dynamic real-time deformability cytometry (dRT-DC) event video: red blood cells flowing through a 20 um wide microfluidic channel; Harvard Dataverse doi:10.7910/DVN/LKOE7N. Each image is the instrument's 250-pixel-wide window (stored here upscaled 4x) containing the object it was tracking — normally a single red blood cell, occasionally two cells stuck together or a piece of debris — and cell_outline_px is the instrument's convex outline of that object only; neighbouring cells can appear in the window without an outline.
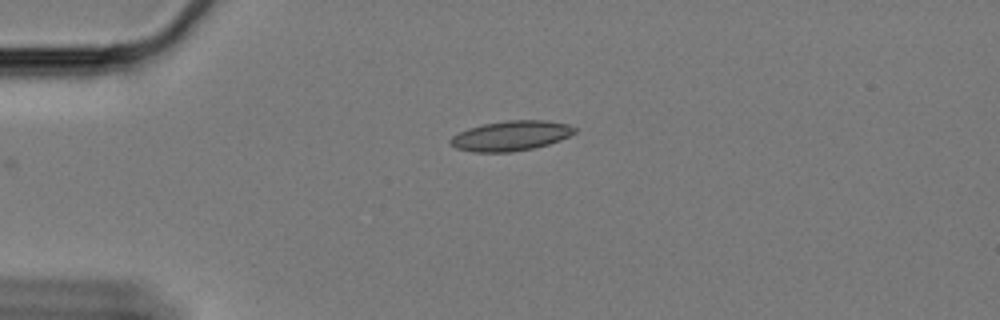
{"species": "Egyptian fruit bat (a non-hibernating species)", "species_latin": "Rousettus aegyptiacus", "temperature_condition": "cold", "stored_images_in_passage": 35, "camera_frame_rate_fps": 3000, "um_per_image_px": 0.085, "animal": {"sex": "female"}, "frame": {"image": 1, "passage_image": 1, "time_ms": 0.0, "image_size_px": [1000, 320], "cell_outline_px": [[576, 132], [560, 140], [548, 144], [532, 148], [512, 152], [472, 152], [456, 148], [448, 144], [448, 140], [452, 136], [468, 128], [484, 124], [508, 120], [544, 120], [568, 124], [576, 128]], "centroid_in_image_um": [43.39, 11.54], "position_along_channel_um": 41.6, "area_um2": 21.68}}
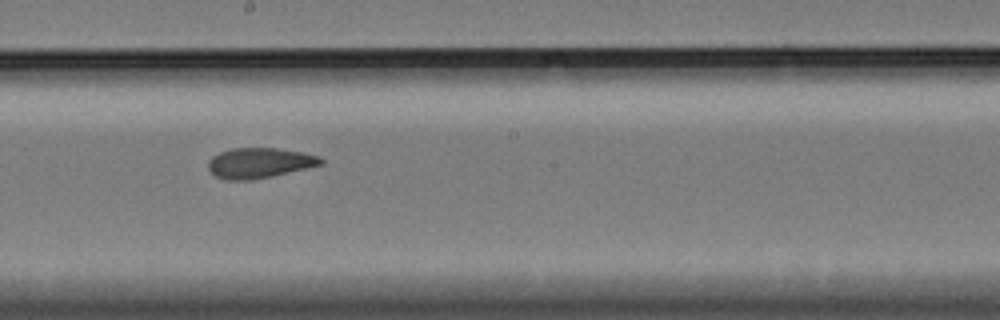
{"frame": {"image": 2, "passage_image": 20, "time_ms": 6.333, "image_size_px": [1000, 320], "cell_outline_px": [[324, 164], [272, 176], [248, 180], [228, 180], [216, 176], [208, 168], [208, 160], [212, 156], [220, 152], [232, 148], [276, 148], [304, 152], [320, 156], [324, 160]], "centroid_in_image_um": [22.07, 13.84], "position_along_channel_um": 226.1, "area_um2": 19.88}}
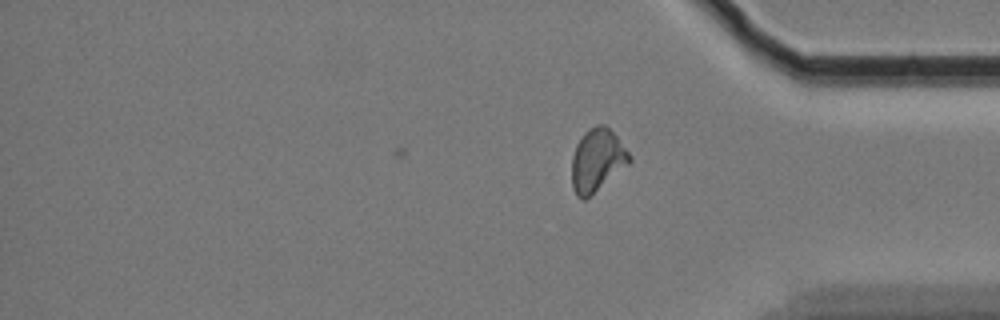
{"frame": {"image": 3, "passage_image": 35, "time_ms": 11.333, "image_size_px": [1000, 320], "cell_outline_px": [[632, 160], [628, 164], [584, 200], [580, 200], [576, 196], [572, 188], [572, 156], [576, 144], [584, 132], [596, 124], [604, 124], [616, 136], [632, 156]], "centroid_in_image_um": [50.73, 13.61], "position_along_channel_um": 384.5, "area_um2": 20.87}, "authors_computed_cell_mechanics": {"area_um2": 20.519, "velocity_mm_per_s": 3.3448, "shape_relaxation_time_tau1_ms": 10.8728, "shape_relaxation_time_tau2_ms": 2.9243, "deformation_change_tau1": 0.1841, "deformation_change_tau2": 0.0871}}